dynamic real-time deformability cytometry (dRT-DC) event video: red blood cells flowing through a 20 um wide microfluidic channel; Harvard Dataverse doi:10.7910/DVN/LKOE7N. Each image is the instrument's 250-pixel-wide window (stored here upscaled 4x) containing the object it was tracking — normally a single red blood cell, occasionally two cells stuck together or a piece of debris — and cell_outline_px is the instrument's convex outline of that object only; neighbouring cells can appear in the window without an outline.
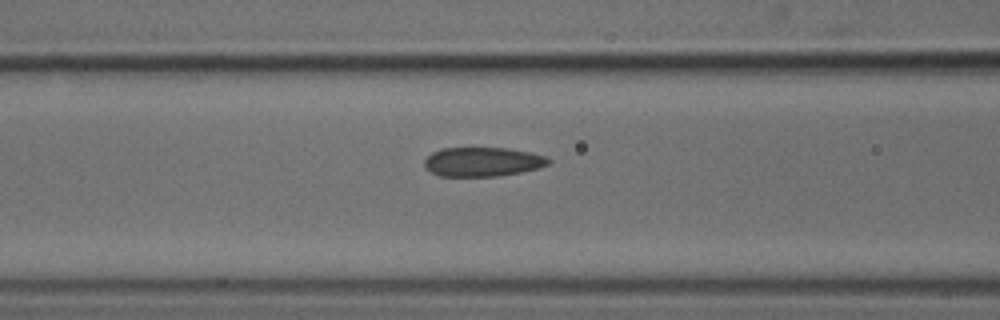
{"species": "common noctule bat (a hibernating species)", "species_latin": "Nyctalus noctula", "temperature_condition": "cold", "stored_images_in_passage": 18, "camera_frame_rate_fps": 3000, "um_per_image_px": 0.085, "animal": {"sex": "male", "body_mass_g": 18.8}, "frame": {"image": 1, "passage_image": 16, "time_ms": 5.0, "image_size_px": [1000, 320], "cell_outline_px": [[552, 160], [548, 164], [536, 168], [520, 172], [500, 176], [440, 176], [424, 168], [424, 160], [432, 152], [440, 148], [508, 148], [528, 152], [544, 156]], "centroid_in_image_um": [40.97, 13.75], "position_along_channel_um": 125.6, "area_um2": 21.04}}